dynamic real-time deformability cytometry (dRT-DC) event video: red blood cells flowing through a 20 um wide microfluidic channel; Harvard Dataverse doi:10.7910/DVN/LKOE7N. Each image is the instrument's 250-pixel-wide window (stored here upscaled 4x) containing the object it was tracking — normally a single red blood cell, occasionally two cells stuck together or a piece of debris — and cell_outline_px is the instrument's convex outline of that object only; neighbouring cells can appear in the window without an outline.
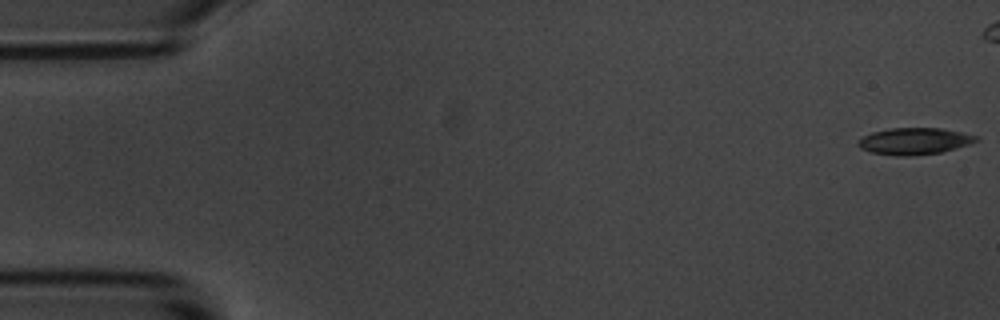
{"species": "common noctule bat (a hibernating species)", "species_latin": "Nyctalus noctula", "temperature_condition": "room temperature", "stored_images_in_passage": 13, "camera_frame_rate_fps": 3000, "um_per_image_px": 0.085, "animal": {"sex": "male", "body_mass_g": 20.1, "forearm_length_mm": 53.5}, "frame": {"image": 1, "passage_image": 1, "time_ms": 0.0, "image_size_px": [1000, 320], "cell_outline_px": [[980, 140], [968, 144], [940, 152], [908, 156], [900, 156], [872, 152], [860, 148], [856, 144], [860, 136], [872, 132], [888, 128], [940, 128], [980, 136]], "centroid_in_image_um": [77.68, 11.98], "position_along_channel_um": 7.3, "area_um2": 18.32}}
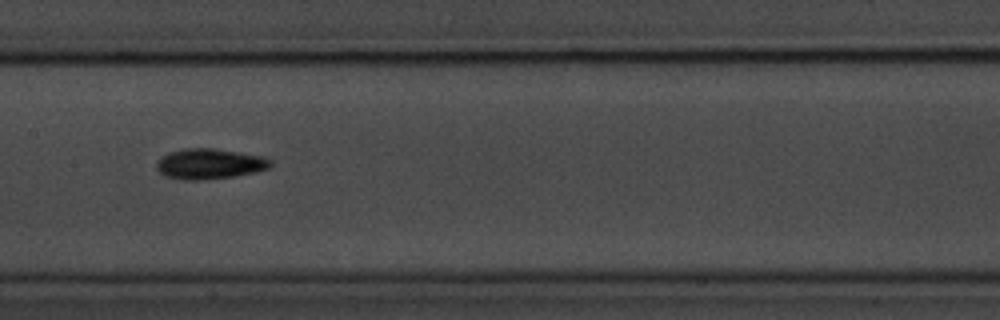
{"frame": {"image": 2, "passage_image": 8, "time_ms": 9.0, "image_size_px": [1000, 320], "cell_outline_px": [[272, 164], [268, 168], [256, 172], [232, 176], [200, 180], [184, 180], [164, 176], [156, 168], [156, 164], [168, 152], [184, 148], [212, 148], [240, 152], [264, 156], [272, 160]], "centroid_in_image_um": [17.83, 13.92], "position_along_channel_um": 189.6, "area_um2": 20.17}}